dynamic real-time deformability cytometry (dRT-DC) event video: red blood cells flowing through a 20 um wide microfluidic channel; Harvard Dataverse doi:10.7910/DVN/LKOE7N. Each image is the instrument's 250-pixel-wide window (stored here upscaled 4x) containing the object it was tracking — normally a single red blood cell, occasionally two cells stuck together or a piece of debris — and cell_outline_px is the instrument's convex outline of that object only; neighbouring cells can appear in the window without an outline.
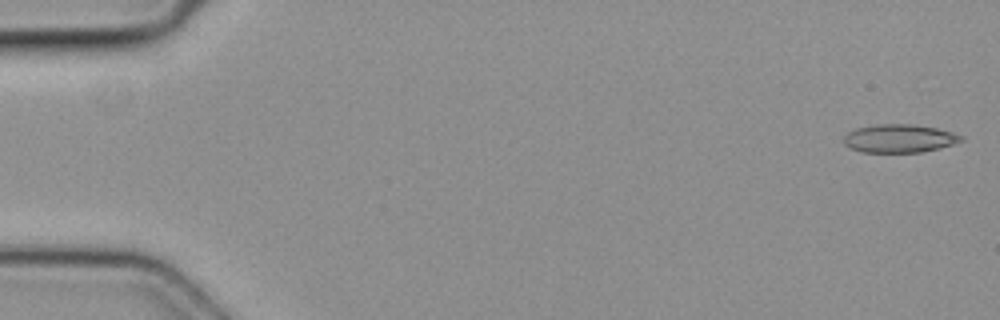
{"species": "common noctule bat (a hibernating species)", "species_latin": "Nyctalus noctula", "temperature_condition": "cold", "stored_images_in_passage": 4, "camera_frame_rate_fps": 3000, "um_per_image_px": 0.085, "animal": {"sex": "female", "body_mass_g": 19.3, "forearm_length_mm": 54.1}, "frame": {"image": 1, "passage_image": 1, "time_ms": 0.0, "image_size_px": [1000, 320], "cell_outline_px": [[964, 140], [940, 148], [920, 152], [864, 152], [852, 148], [844, 144], [844, 136], [848, 132], [856, 128], [876, 124], [912, 124], [936, 128], [952, 132], [964, 136]], "centroid_in_image_um": [76.46, 11.76], "position_along_channel_um": 8.5, "area_um2": 19.25}}
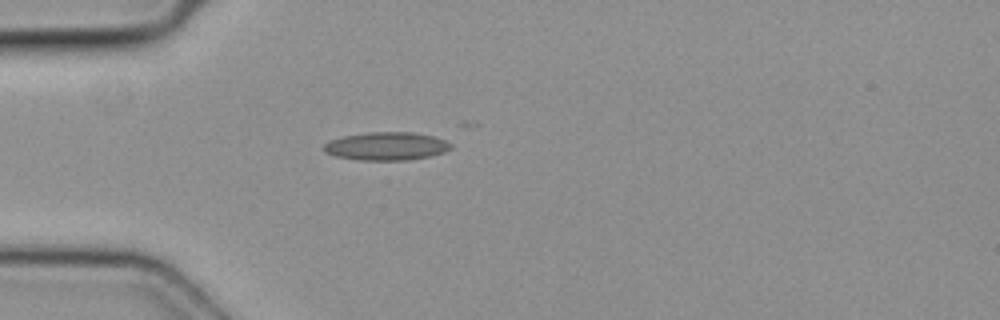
{"frame": {"image": 2, "passage_image": 4, "time_ms": 1.0, "image_size_px": [1000, 320], "cell_outline_px": [[452, 148], [444, 152], [428, 156], [408, 160], [360, 160], [336, 156], [324, 152], [320, 148], [328, 140], [344, 136], [368, 132], [412, 132], [432, 136], [444, 140], [452, 144]], "centroid_in_image_um": [32.8, 12.42], "position_along_channel_um": 52.2, "area_um2": 20.87}}